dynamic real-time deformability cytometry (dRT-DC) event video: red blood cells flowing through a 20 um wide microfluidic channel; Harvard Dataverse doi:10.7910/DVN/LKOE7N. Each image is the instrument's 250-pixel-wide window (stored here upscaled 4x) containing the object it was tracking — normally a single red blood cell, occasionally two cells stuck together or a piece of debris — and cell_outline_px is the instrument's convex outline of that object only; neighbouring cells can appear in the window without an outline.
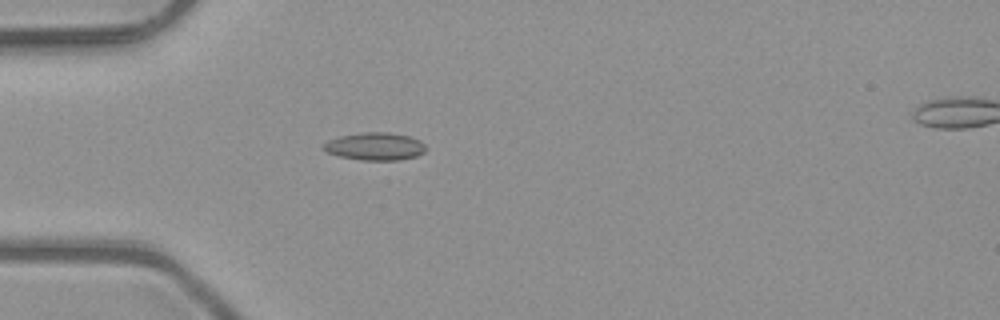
{"species": "common noctule bat (a hibernating species)", "species_latin": "Nyctalus noctula", "temperature_condition": "room temperature", "stored_images_in_passage": 5, "camera_frame_rate_fps": 3000, "um_per_image_px": 0.085, "animal": {"sex": "male", "body_mass_g": 23.1, "forearm_length_mm": 52.7}, "frame": {"image": 1, "passage_image": 4, "time_ms": 1.0, "image_size_px": [1000, 320], "cell_outline_px": [[428, 148], [424, 152], [416, 156], [400, 160], [360, 160], [340, 156], [328, 152], [320, 148], [320, 144], [328, 140], [340, 136], [364, 132], [388, 132], [408, 136], [420, 140]], "centroid_in_image_um": [31.86, 12.44], "position_along_channel_um": 53.1, "area_um2": 16.65}}